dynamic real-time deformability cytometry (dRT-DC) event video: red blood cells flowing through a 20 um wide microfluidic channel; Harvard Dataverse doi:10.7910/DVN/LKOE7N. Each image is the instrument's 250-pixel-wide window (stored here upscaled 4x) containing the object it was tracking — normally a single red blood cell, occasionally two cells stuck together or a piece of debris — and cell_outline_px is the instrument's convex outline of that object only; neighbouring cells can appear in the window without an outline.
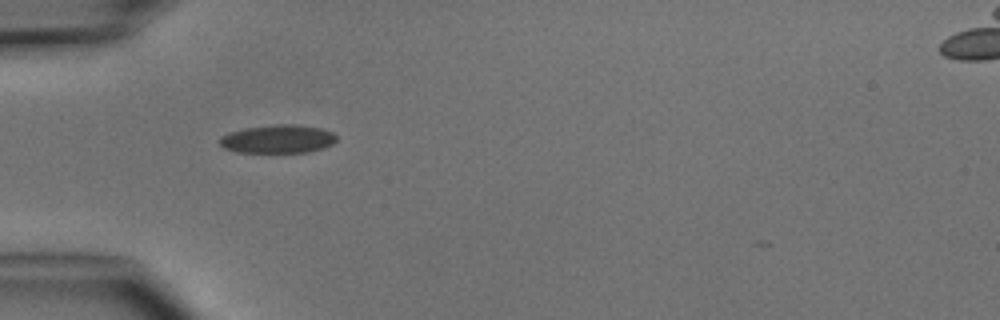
{"species": "common noctule bat (a hibernating species)", "species_latin": "Nyctalus noctula", "temperature_condition": "cold", "stored_images_in_passage": 2, "camera_frame_rate_fps": 3000, "um_per_image_px": 0.085, "animal": {"sex": "male", "body_mass_g": 15.6}, "frame": {"image": 1, "passage_image": 1, "time_ms": 0.0, "image_size_px": [1000, 320], "cell_outline_px": [[336, 140], [332, 144], [324, 148], [308, 152], [236, 152], [224, 148], [220, 144], [220, 136], [228, 132], [244, 128], [276, 124], [292, 124], [320, 128], [332, 132], [336, 136]], "centroid_in_image_um": [23.6, 11.81], "position_along_channel_um": 61.4, "area_um2": 19.31}}